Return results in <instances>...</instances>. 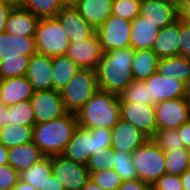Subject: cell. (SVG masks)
<instances>
[{
	"instance_id": "cell-1",
	"label": "cell",
	"mask_w": 190,
	"mask_h": 190,
	"mask_svg": "<svg viewBox=\"0 0 190 190\" xmlns=\"http://www.w3.org/2000/svg\"><path fill=\"white\" fill-rule=\"evenodd\" d=\"M134 53L131 47L103 53L95 71L100 90L119 96L134 80L131 71Z\"/></svg>"
},
{
	"instance_id": "cell-2",
	"label": "cell",
	"mask_w": 190,
	"mask_h": 190,
	"mask_svg": "<svg viewBox=\"0 0 190 190\" xmlns=\"http://www.w3.org/2000/svg\"><path fill=\"white\" fill-rule=\"evenodd\" d=\"M120 116L119 96L100 89L76 113L78 125L86 129H112Z\"/></svg>"
},
{
	"instance_id": "cell-3",
	"label": "cell",
	"mask_w": 190,
	"mask_h": 190,
	"mask_svg": "<svg viewBox=\"0 0 190 190\" xmlns=\"http://www.w3.org/2000/svg\"><path fill=\"white\" fill-rule=\"evenodd\" d=\"M78 126L75 113L33 126V142L45 156L61 155Z\"/></svg>"
},
{
	"instance_id": "cell-4",
	"label": "cell",
	"mask_w": 190,
	"mask_h": 190,
	"mask_svg": "<svg viewBox=\"0 0 190 190\" xmlns=\"http://www.w3.org/2000/svg\"><path fill=\"white\" fill-rule=\"evenodd\" d=\"M131 156L138 179L150 186L166 174L164 151L152 139H147L131 153Z\"/></svg>"
},
{
	"instance_id": "cell-5",
	"label": "cell",
	"mask_w": 190,
	"mask_h": 190,
	"mask_svg": "<svg viewBox=\"0 0 190 190\" xmlns=\"http://www.w3.org/2000/svg\"><path fill=\"white\" fill-rule=\"evenodd\" d=\"M37 53L47 56L66 55L67 33L56 17L40 18L35 32Z\"/></svg>"
},
{
	"instance_id": "cell-6",
	"label": "cell",
	"mask_w": 190,
	"mask_h": 190,
	"mask_svg": "<svg viewBox=\"0 0 190 190\" xmlns=\"http://www.w3.org/2000/svg\"><path fill=\"white\" fill-rule=\"evenodd\" d=\"M98 89L96 72L80 69L60 94L67 111L76 114Z\"/></svg>"
},
{
	"instance_id": "cell-7",
	"label": "cell",
	"mask_w": 190,
	"mask_h": 190,
	"mask_svg": "<svg viewBox=\"0 0 190 190\" xmlns=\"http://www.w3.org/2000/svg\"><path fill=\"white\" fill-rule=\"evenodd\" d=\"M131 21L111 15L97 30L104 52L130 47Z\"/></svg>"
},
{
	"instance_id": "cell-8",
	"label": "cell",
	"mask_w": 190,
	"mask_h": 190,
	"mask_svg": "<svg viewBox=\"0 0 190 190\" xmlns=\"http://www.w3.org/2000/svg\"><path fill=\"white\" fill-rule=\"evenodd\" d=\"M52 173L64 190H81L90 177L86 165L76 163L62 154L52 156Z\"/></svg>"
},
{
	"instance_id": "cell-9",
	"label": "cell",
	"mask_w": 190,
	"mask_h": 190,
	"mask_svg": "<svg viewBox=\"0 0 190 190\" xmlns=\"http://www.w3.org/2000/svg\"><path fill=\"white\" fill-rule=\"evenodd\" d=\"M30 101L34 111L35 124L52 121L68 113L60 91H34Z\"/></svg>"
},
{
	"instance_id": "cell-10",
	"label": "cell",
	"mask_w": 190,
	"mask_h": 190,
	"mask_svg": "<svg viewBox=\"0 0 190 190\" xmlns=\"http://www.w3.org/2000/svg\"><path fill=\"white\" fill-rule=\"evenodd\" d=\"M190 119V109L185 97L165 100L155 106L157 130L177 129Z\"/></svg>"
},
{
	"instance_id": "cell-11",
	"label": "cell",
	"mask_w": 190,
	"mask_h": 190,
	"mask_svg": "<svg viewBox=\"0 0 190 190\" xmlns=\"http://www.w3.org/2000/svg\"><path fill=\"white\" fill-rule=\"evenodd\" d=\"M121 119L134 125L148 139L156 131L155 106L133 102H120Z\"/></svg>"
},
{
	"instance_id": "cell-12",
	"label": "cell",
	"mask_w": 190,
	"mask_h": 190,
	"mask_svg": "<svg viewBox=\"0 0 190 190\" xmlns=\"http://www.w3.org/2000/svg\"><path fill=\"white\" fill-rule=\"evenodd\" d=\"M143 81L149 89V104L152 106H156L161 101L182 98L186 95V85L183 82L157 72Z\"/></svg>"
},
{
	"instance_id": "cell-13",
	"label": "cell",
	"mask_w": 190,
	"mask_h": 190,
	"mask_svg": "<svg viewBox=\"0 0 190 190\" xmlns=\"http://www.w3.org/2000/svg\"><path fill=\"white\" fill-rule=\"evenodd\" d=\"M103 49L98 35L95 33L82 42L70 43L67 51L69 56L80 69L96 71L103 56Z\"/></svg>"
},
{
	"instance_id": "cell-14",
	"label": "cell",
	"mask_w": 190,
	"mask_h": 190,
	"mask_svg": "<svg viewBox=\"0 0 190 190\" xmlns=\"http://www.w3.org/2000/svg\"><path fill=\"white\" fill-rule=\"evenodd\" d=\"M139 16L162 29L179 19V5L173 0H141Z\"/></svg>"
},
{
	"instance_id": "cell-15",
	"label": "cell",
	"mask_w": 190,
	"mask_h": 190,
	"mask_svg": "<svg viewBox=\"0 0 190 190\" xmlns=\"http://www.w3.org/2000/svg\"><path fill=\"white\" fill-rule=\"evenodd\" d=\"M55 17L67 33L69 43L82 42L96 33L73 5L64 6Z\"/></svg>"
},
{
	"instance_id": "cell-16",
	"label": "cell",
	"mask_w": 190,
	"mask_h": 190,
	"mask_svg": "<svg viewBox=\"0 0 190 190\" xmlns=\"http://www.w3.org/2000/svg\"><path fill=\"white\" fill-rule=\"evenodd\" d=\"M25 76L30 81L33 91L53 90L52 57L33 54Z\"/></svg>"
},
{
	"instance_id": "cell-17",
	"label": "cell",
	"mask_w": 190,
	"mask_h": 190,
	"mask_svg": "<svg viewBox=\"0 0 190 190\" xmlns=\"http://www.w3.org/2000/svg\"><path fill=\"white\" fill-rule=\"evenodd\" d=\"M148 138L134 125L120 119L111 129V147L127 153H132Z\"/></svg>"
},
{
	"instance_id": "cell-18",
	"label": "cell",
	"mask_w": 190,
	"mask_h": 190,
	"mask_svg": "<svg viewBox=\"0 0 190 190\" xmlns=\"http://www.w3.org/2000/svg\"><path fill=\"white\" fill-rule=\"evenodd\" d=\"M93 153L94 136H90V129L78 125L62 155L76 163L86 165Z\"/></svg>"
},
{
	"instance_id": "cell-19",
	"label": "cell",
	"mask_w": 190,
	"mask_h": 190,
	"mask_svg": "<svg viewBox=\"0 0 190 190\" xmlns=\"http://www.w3.org/2000/svg\"><path fill=\"white\" fill-rule=\"evenodd\" d=\"M33 92L25 75L0 80V100L4 105L11 106L29 100Z\"/></svg>"
},
{
	"instance_id": "cell-20",
	"label": "cell",
	"mask_w": 190,
	"mask_h": 190,
	"mask_svg": "<svg viewBox=\"0 0 190 190\" xmlns=\"http://www.w3.org/2000/svg\"><path fill=\"white\" fill-rule=\"evenodd\" d=\"M39 20L30 11L15 5L8 15L5 32L14 36L35 37Z\"/></svg>"
},
{
	"instance_id": "cell-21",
	"label": "cell",
	"mask_w": 190,
	"mask_h": 190,
	"mask_svg": "<svg viewBox=\"0 0 190 190\" xmlns=\"http://www.w3.org/2000/svg\"><path fill=\"white\" fill-rule=\"evenodd\" d=\"M180 19L159 30L152 50L161 58L180 56Z\"/></svg>"
},
{
	"instance_id": "cell-22",
	"label": "cell",
	"mask_w": 190,
	"mask_h": 190,
	"mask_svg": "<svg viewBox=\"0 0 190 190\" xmlns=\"http://www.w3.org/2000/svg\"><path fill=\"white\" fill-rule=\"evenodd\" d=\"M73 6L97 30L112 15L113 0H78Z\"/></svg>"
},
{
	"instance_id": "cell-23",
	"label": "cell",
	"mask_w": 190,
	"mask_h": 190,
	"mask_svg": "<svg viewBox=\"0 0 190 190\" xmlns=\"http://www.w3.org/2000/svg\"><path fill=\"white\" fill-rule=\"evenodd\" d=\"M36 53L35 37L14 36L6 32L0 34V60Z\"/></svg>"
},
{
	"instance_id": "cell-24",
	"label": "cell",
	"mask_w": 190,
	"mask_h": 190,
	"mask_svg": "<svg viewBox=\"0 0 190 190\" xmlns=\"http://www.w3.org/2000/svg\"><path fill=\"white\" fill-rule=\"evenodd\" d=\"M159 28L141 16L131 21L130 47L133 50L152 49Z\"/></svg>"
},
{
	"instance_id": "cell-25",
	"label": "cell",
	"mask_w": 190,
	"mask_h": 190,
	"mask_svg": "<svg viewBox=\"0 0 190 190\" xmlns=\"http://www.w3.org/2000/svg\"><path fill=\"white\" fill-rule=\"evenodd\" d=\"M44 157L45 155L33 141L8 149V164L19 173L22 170L29 169Z\"/></svg>"
},
{
	"instance_id": "cell-26",
	"label": "cell",
	"mask_w": 190,
	"mask_h": 190,
	"mask_svg": "<svg viewBox=\"0 0 190 190\" xmlns=\"http://www.w3.org/2000/svg\"><path fill=\"white\" fill-rule=\"evenodd\" d=\"M157 73L186 85L190 80V60L183 56L161 58L158 60Z\"/></svg>"
},
{
	"instance_id": "cell-27",
	"label": "cell",
	"mask_w": 190,
	"mask_h": 190,
	"mask_svg": "<svg viewBox=\"0 0 190 190\" xmlns=\"http://www.w3.org/2000/svg\"><path fill=\"white\" fill-rule=\"evenodd\" d=\"M79 70L69 56H52L53 90L61 91Z\"/></svg>"
},
{
	"instance_id": "cell-28",
	"label": "cell",
	"mask_w": 190,
	"mask_h": 190,
	"mask_svg": "<svg viewBox=\"0 0 190 190\" xmlns=\"http://www.w3.org/2000/svg\"><path fill=\"white\" fill-rule=\"evenodd\" d=\"M158 60L152 49L135 50L131 66L133 79L143 81L157 72Z\"/></svg>"
},
{
	"instance_id": "cell-29",
	"label": "cell",
	"mask_w": 190,
	"mask_h": 190,
	"mask_svg": "<svg viewBox=\"0 0 190 190\" xmlns=\"http://www.w3.org/2000/svg\"><path fill=\"white\" fill-rule=\"evenodd\" d=\"M52 174V156H45L29 169L19 173V179L29 183L37 190H44L47 178Z\"/></svg>"
},
{
	"instance_id": "cell-30",
	"label": "cell",
	"mask_w": 190,
	"mask_h": 190,
	"mask_svg": "<svg viewBox=\"0 0 190 190\" xmlns=\"http://www.w3.org/2000/svg\"><path fill=\"white\" fill-rule=\"evenodd\" d=\"M33 126L7 125L0 128V143L7 149L33 141Z\"/></svg>"
},
{
	"instance_id": "cell-31",
	"label": "cell",
	"mask_w": 190,
	"mask_h": 190,
	"mask_svg": "<svg viewBox=\"0 0 190 190\" xmlns=\"http://www.w3.org/2000/svg\"><path fill=\"white\" fill-rule=\"evenodd\" d=\"M19 5L39 18L55 17L66 6L64 0H20Z\"/></svg>"
},
{
	"instance_id": "cell-32",
	"label": "cell",
	"mask_w": 190,
	"mask_h": 190,
	"mask_svg": "<svg viewBox=\"0 0 190 190\" xmlns=\"http://www.w3.org/2000/svg\"><path fill=\"white\" fill-rule=\"evenodd\" d=\"M164 157L166 174L181 176L189 168L187 148L165 151Z\"/></svg>"
},
{
	"instance_id": "cell-33",
	"label": "cell",
	"mask_w": 190,
	"mask_h": 190,
	"mask_svg": "<svg viewBox=\"0 0 190 190\" xmlns=\"http://www.w3.org/2000/svg\"><path fill=\"white\" fill-rule=\"evenodd\" d=\"M8 121L11 125H35L32 103L29 100L9 106Z\"/></svg>"
},
{
	"instance_id": "cell-34",
	"label": "cell",
	"mask_w": 190,
	"mask_h": 190,
	"mask_svg": "<svg viewBox=\"0 0 190 190\" xmlns=\"http://www.w3.org/2000/svg\"><path fill=\"white\" fill-rule=\"evenodd\" d=\"M30 58L22 55L0 60V80L25 75Z\"/></svg>"
},
{
	"instance_id": "cell-35",
	"label": "cell",
	"mask_w": 190,
	"mask_h": 190,
	"mask_svg": "<svg viewBox=\"0 0 190 190\" xmlns=\"http://www.w3.org/2000/svg\"><path fill=\"white\" fill-rule=\"evenodd\" d=\"M144 81L133 80L119 95V102L149 104V93Z\"/></svg>"
},
{
	"instance_id": "cell-36",
	"label": "cell",
	"mask_w": 190,
	"mask_h": 190,
	"mask_svg": "<svg viewBox=\"0 0 190 190\" xmlns=\"http://www.w3.org/2000/svg\"><path fill=\"white\" fill-rule=\"evenodd\" d=\"M114 162L113 169L121 176L123 181L138 179L131 153L115 150Z\"/></svg>"
},
{
	"instance_id": "cell-37",
	"label": "cell",
	"mask_w": 190,
	"mask_h": 190,
	"mask_svg": "<svg viewBox=\"0 0 190 190\" xmlns=\"http://www.w3.org/2000/svg\"><path fill=\"white\" fill-rule=\"evenodd\" d=\"M151 139L164 152L185 148L177 129L157 130Z\"/></svg>"
},
{
	"instance_id": "cell-38",
	"label": "cell",
	"mask_w": 190,
	"mask_h": 190,
	"mask_svg": "<svg viewBox=\"0 0 190 190\" xmlns=\"http://www.w3.org/2000/svg\"><path fill=\"white\" fill-rule=\"evenodd\" d=\"M89 179L103 190H117L123 182L121 176L113 168L92 172Z\"/></svg>"
},
{
	"instance_id": "cell-39",
	"label": "cell",
	"mask_w": 190,
	"mask_h": 190,
	"mask_svg": "<svg viewBox=\"0 0 190 190\" xmlns=\"http://www.w3.org/2000/svg\"><path fill=\"white\" fill-rule=\"evenodd\" d=\"M141 0H113L112 15L133 21L140 15Z\"/></svg>"
},
{
	"instance_id": "cell-40",
	"label": "cell",
	"mask_w": 190,
	"mask_h": 190,
	"mask_svg": "<svg viewBox=\"0 0 190 190\" xmlns=\"http://www.w3.org/2000/svg\"><path fill=\"white\" fill-rule=\"evenodd\" d=\"M115 150L110 147L106 151H101L98 154H92L86 163L89 174L92 172H98L103 169L113 168Z\"/></svg>"
},
{
	"instance_id": "cell-41",
	"label": "cell",
	"mask_w": 190,
	"mask_h": 190,
	"mask_svg": "<svg viewBox=\"0 0 190 190\" xmlns=\"http://www.w3.org/2000/svg\"><path fill=\"white\" fill-rule=\"evenodd\" d=\"M90 136H94V153L106 151L111 147V129L97 128L90 129Z\"/></svg>"
},
{
	"instance_id": "cell-42",
	"label": "cell",
	"mask_w": 190,
	"mask_h": 190,
	"mask_svg": "<svg viewBox=\"0 0 190 190\" xmlns=\"http://www.w3.org/2000/svg\"><path fill=\"white\" fill-rule=\"evenodd\" d=\"M151 190H184L181 176L163 174L151 185Z\"/></svg>"
},
{
	"instance_id": "cell-43",
	"label": "cell",
	"mask_w": 190,
	"mask_h": 190,
	"mask_svg": "<svg viewBox=\"0 0 190 190\" xmlns=\"http://www.w3.org/2000/svg\"><path fill=\"white\" fill-rule=\"evenodd\" d=\"M19 180V172L11 165H0V190H11Z\"/></svg>"
},
{
	"instance_id": "cell-44",
	"label": "cell",
	"mask_w": 190,
	"mask_h": 190,
	"mask_svg": "<svg viewBox=\"0 0 190 190\" xmlns=\"http://www.w3.org/2000/svg\"><path fill=\"white\" fill-rule=\"evenodd\" d=\"M180 56L190 60V26L180 20Z\"/></svg>"
},
{
	"instance_id": "cell-45",
	"label": "cell",
	"mask_w": 190,
	"mask_h": 190,
	"mask_svg": "<svg viewBox=\"0 0 190 190\" xmlns=\"http://www.w3.org/2000/svg\"><path fill=\"white\" fill-rule=\"evenodd\" d=\"M15 5L10 1L0 0V34L5 32L8 15Z\"/></svg>"
},
{
	"instance_id": "cell-46",
	"label": "cell",
	"mask_w": 190,
	"mask_h": 190,
	"mask_svg": "<svg viewBox=\"0 0 190 190\" xmlns=\"http://www.w3.org/2000/svg\"><path fill=\"white\" fill-rule=\"evenodd\" d=\"M117 190H151V186L140 179L123 181Z\"/></svg>"
},
{
	"instance_id": "cell-47",
	"label": "cell",
	"mask_w": 190,
	"mask_h": 190,
	"mask_svg": "<svg viewBox=\"0 0 190 190\" xmlns=\"http://www.w3.org/2000/svg\"><path fill=\"white\" fill-rule=\"evenodd\" d=\"M178 134L185 148H190V119L177 128Z\"/></svg>"
},
{
	"instance_id": "cell-48",
	"label": "cell",
	"mask_w": 190,
	"mask_h": 190,
	"mask_svg": "<svg viewBox=\"0 0 190 190\" xmlns=\"http://www.w3.org/2000/svg\"><path fill=\"white\" fill-rule=\"evenodd\" d=\"M179 19L190 26V1L179 5Z\"/></svg>"
},
{
	"instance_id": "cell-49",
	"label": "cell",
	"mask_w": 190,
	"mask_h": 190,
	"mask_svg": "<svg viewBox=\"0 0 190 190\" xmlns=\"http://www.w3.org/2000/svg\"><path fill=\"white\" fill-rule=\"evenodd\" d=\"M44 190H64L62 184L56 179L55 175L52 173L44 185Z\"/></svg>"
},
{
	"instance_id": "cell-50",
	"label": "cell",
	"mask_w": 190,
	"mask_h": 190,
	"mask_svg": "<svg viewBox=\"0 0 190 190\" xmlns=\"http://www.w3.org/2000/svg\"><path fill=\"white\" fill-rule=\"evenodd\" d=\"M9 106L4 105L0 100V128L9 125L8 121V113H9Z\"/></svg>"
},
{
	"instance_id": "cell-51",
	"label": "cell",
	"mask_w": 190,
	"mask_h": 190,
	"mask_svg": "<svg viewBox=\"0 0 190 190\" xmlns=\"http://www.w3.org/2000/svg\"><path fill=\"white\" fill-rule=\"evenodd\" d=\"M181 183L184 190H190V168L181 175Z\"/></svg>"
},
{
	"instance_id": "cell-52",
	"label": "cell",
	"mask_w": 190,
	"mask_h": 190,
	"mask_svg": "<svg viewBox=\"0 0 190 190\" xmlns=\"http://www.w3.org/2000/svg\"><path fill=\"white\" fill-rule=\"evenodd\" d=\"M11 190H37L29 183H25L22 180H18L17 184Z\"/></svg>"
},
{
	"instance_id": "cell-53",
	"label": "cell",
	"mask_w": 190,
	"mask_h": 190,
	"mask_svg": "<svg viewBox=\"0 0 190 190\" xmlns=\"http://www.w3.org/2000/svg\"><path fill=\"white\" fill-rule=\"evenodd\" d=\"M8 164V149L0 143V165Z\"/></svg>"
},
{
	"instance_id": "cell-54",
	"label": "cell",
	"mask_w": 190,
	"mask_h": 190,
	"mask_svg": "<svg viewBox=\"0 0 190 190\" xmlns=\"http://www.w3.org/2000/svg\"><path fill=\"white\" fill-rule=\"evenodd\" d=\"M81 190H103L100 186L89 179Z\"/></svg>"
},
{
	"instance_id": "cell-55",
	"label": "cell",
	"mask_w": 190,
	"mask_h": 190,
	"mask_svg": "<svg viewBox=\"0 0 190 190\" xmlns=\"http://www.w3.org/2000/svg\"><path fill=\"white\" fill-rule=\"evenodd\" d=\"M186 101L188 103L189 109H190V80L186 84V95H185Z\"/></svg>"
},
{
	"instance_id": "cell-56",
	"label": "cell",
	"mask_w": 190,
	"mask_h": 190,
	"mask_svg": "<svg viewBox=\"0 0 190 190\" xmlns=\"http://www.w3.org/2000/svg\"><path fill=\"white\" fill-rule=\"evenodd\" d=\"M78 0H64L66 5H73L74 3H76Z\"/></svg>"
},
{
	"instance_id": "cell-57",
	"label": "cell",
	"mask_w": 190,
	"mask_h": 190,
	"mask_svg": "<svg viewBox=\"0 0 190 190\" xmlns=\"http://www.w3.org/2000/svg\"><path fill=\"white\" fill-rule=\"evenodd\" d=\"M176 4L180 5L185 2H189L190 0H173Z\"/></svg>"
},
{
	"instance_id": "cell-58",
	"label": "cell",
	"mask_w": 190,
	"mask_h": 190,
	"mask_svg": "<svg viewBox=\"0 0 190 190\" xmlns=\"http://www.w3.org/2000/svg\"><path fill=\"white\" fill-rule=\"evenodd\" d=\"M4 1H10L16 5H19V3H20V0H4Z\"/></svg>"
},
{
	"instance_id": "cell-59",
	"label": "cell",
	"mask_w": 190,
	"mask_h": 190,
	"mask_svg": "<svg viewBox=\"0 0 190 190\" xmlns=\"http://www.w3.org/2000/svg\"><path fill=\"white\" fill-rule=\"evenodd\" d=\"M188 163H189V168H190V148L188 149Z\"/></svg>"
}]
</instances>
